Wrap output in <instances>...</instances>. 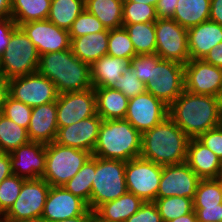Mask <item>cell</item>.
Returning <instances> with one entry per match:
<instances>
[{"label": "cell", "mask_w": 222, "mask_h": 222, "mask_svg": "<svg viewBox=\"0 0 222 222\" xmlns=\"http://www.w3.org/2000/svg\"><path fill=\"white\" fill-rule=\"evenodd\" d=\"M218 204H222L221 177L201 179L195 192L193 207H212Z\"/></svg>", "instance_id": "d590c367"}, {"label": "cell", "mask_w": 222, "mask_h": 222, "mask_svg": "<svg viewBox=\"0 0 222 222\" xmlns=\"http://www.w3.org/2000/svg\"><path fill=\"white\" fill-rule=\"evenodd\" d=\"M123 1H132V2H137V3H144V4L153 5V6L156 7L159 0H123Z\"/></svg>", "instance_id": "6f0895ef"}, {"label": "cell", "mask_w": 222, "mask_h": 222, "mask_svg": "<svg viewBox=\"0 0 222 222\" xmlns=\"http://www.w3.org/2000/svg\"><path fill=\"white\" fill-rule=\"evenodd\" d=\"M184 82L188 92L218 97L222 86V68L203 59H190L184 65Z\"/></svg>", "instance_id": "2e32d148"}, {"label": "cell", "mask_w": 222, "mask_h": 222, "mask_svg": "<svg viewBox=\"0 0 222 222\" xmlns=\"http://www.w3.org/2000/svg\"><path fill=\"white\" fill-rule=\"evenodd\" d=\"M143 203L144 201L135 194L126 192L115 200L103 203L94 212L109 222H125Z\"/></svg>", "instance_id": "4316f807"}, {"label": "cell", "mask_w": 222, "mask_h": 222, "mask_svg": "<svg viewBox=\"0 0 222 222\" xmlns=\"http://www.w3.org/2000/svg\"><path fill=\"white\" fill-rule=\"evenodd\" d=\"M189 139L168 116L142 133L140 157L160 165L186 162Z\"/></svg>", "instance_id": "7a4b0ae2"}, {"label": "cell", "mask_w": 222, "mask_h": 222, "mask_svg": "<svg viewBox=\"0 0 222 222\" xmlns=\"http://www.w3.org/2000/svg\"><path fill=\"white\" fill-rule=\"evenodd\" d=\"M25 180L12 174L2 181L0 184V217L4 216L17 200Z\"/></svg>", "instance_id": "f35d334b"}, {"label": "cell", "mask_w": 222, "mask_h": 222, "mask_svg": "<svg viewBox=\"0 0 222 222\" xmlns=\"http://www.w3.org/2000/svg\"><path fill=\"white\" fill-rule=\"evenodd\" d=\"M56 115V101L33 107L27 128L30 141L44 144L54 142L58 130Z\"/></svg>", "instance_id": "44dd1931"}, {"label": "cell", "mask_w": 222, "mask_h": 222, "mask_svg": "<svg viewBox=\"0 0 222 222\" xmlns=\"http://www.w3.org/2000/svg\"><path fill=\"white\" fill-rule=\"evenodd\" d=\"M11 17V0H0V19Z\"/></svg>", "instance_id": "db71d44e"}, {"label": "cell", "mask_w": 222, "mask_h": 222, "mask_svg": "<svg viewBox=\"0 0 222 222\" xmlns=\"http://www.w3.org/2000/svg\"><path fill=\"white\" fill-rule=\"evenodd\" d=\"M55 222H91V209H88L83 215Z\"/></svg>", "instance_id": "11a10c76"}, {"label": "cell", "mask_w": 222, "mask_h": 222, "mask_svg": "<svg viewBox=\"0 0 222 222\" xmlns=\"http://www.w3.org/2000/svg\"><path fill=\"white\" fill-rule=\"evenodd\" d=\"M91 222H109V221L103 220L94 211L91 210Z\"/></svg>", "instance_id": "91938a15"}, {"label": "cell", "mask_w": 222, "mask_h": 222, "mask_svg": "<svg viewBox=\"0 0 222 222\" xmlns=\"http://www.w3.org/2000/svg\"><path fill=\"white\" fill-rule=\"evenodd\" d=\"M0 222H3V216L0 217Z\"/></svg>", "instance_id": "6125c7cd"}, {"label": "cell", "mask_w": 222, "mask_h": 222, "mask_svg": "<svg viewBox=\"0 0 222 222\" xmlns=\"http://www.w3.org/2000/svg\"><path fill=\"white\" fill-rule=\"evenodd\" d=\"M142 134L126 119L103 120L92 156L129 161L140 157Z\"/></svg>", "instance_id": "277c9868"}, {"label": "cell", "mask_w": 222, "mask_h": 222, "mask_svg": "<svg viewBox=\"0 0 222 222\" xmlns=\"http://www.w3.org/2000/svg\"><path fill=\"white\" fill-rule=\"evenodd\" d=\"M92 156L88 151L67 147L56 142L46 144L45 172L41 178L50 186H63Z\"/></svg>", "instance_id": "8992f818"}, {"label": "cell", "mask_w": 222, "mask_h": 222, "mask_svg": "<svg viewBox=\"0 0 222 222\" xmlns=\"http://www.w3.org/2000/svg\"><path fill=\"white\" fill-rule=\"evenodd\" d=\"M168 110L169 106L162 100L145 91L129 99L124 119L142 134L168 117Z\"/></svg>", "instance_id": "4fadbf2b"}, {"label": "cell", "mask_w": 222, "mask_h": 222, "mask_svg": "<svg viewBox=\"0 0 222 222\" xmlns=\"http://www.w3.org/2000/svg\"><path fill=\"white\" fill-rule=\"evenodd\" d=\"M197 139L222 160V125L204 132Z\"/></svg>", "instance_id": "f6af8a7d"}, {"label": "cell", "mask_w": 222, "mask_h": 222, "mask_svg": "<svg viewBox=\"0 0 222 222\" xmlns=\"http://www.w3.org/2000/svg\"><path fill=\"white\" fill-rule=\"evenodd\" d=\"M168 116L190 139L222 125V107L218 97L186 90L169 106Z\"/></svg>", "instance_id": "6da1fadb"}, {"label": "cell", "mask_w": 222, "mask_h": 222, "mask_svg": "<svg viewBox=\"0 0 222 222\" xmlns=\"http://www.w3.org/2000/svg\"><path fill=\"white\" fill-rule=\"evenodd\" d=\"M203 60L211 65L222 68V41L205 55Z\"/></svg>", "instance_id": "681fc988"}, {"label": "cell", "mask_w": 222, "mask_h": 222, "mask_svg": "<svg viewBox=\"0 0 222 222\" xmlns=\"http://www.w3.org/2000/svg\"><path fill=\"white\" fill-rule=\"evenodd\" d=\"M107 55L127 60L136 56L133 43L124 27L109 30Z\"/></svg>", "instance_id": "8d00e7d4"}, {"label": "cell", "mask_w": 222, "mask_h": 222, "mask_svg": "<svg viewBox=\"0 0 222 222\" xmlns=\"http://www.w3.org/2000/svg\"><path fill=\"white\" fill-rule=\"evenodd\" d=\"M197 222H222V204L212 207H193Z\"/></svg>", "instance_id": "bcb514c9"}, {"label": "cell", "mask_w": 222, "mask_h": 222, "mask_svg": "<svg viewBox=\"0 0 222 222\" xmlns=\"http://www.w3.org/2000/svg\"><path fill=\"white\" fill-rule=\"evenodd\" d=\"M108 39L109 31L83 35L72 39L70 48L76 57L91 66L95 61L107 55Z\"/></svg>", "instance_id": "cb8c5ba5"}, {"label": "cell", "mask_w": 222, "mask_h": 222, "mask_svg": "<svg viewBox=\"0 0 222 222\" xmlns=\"http://www.w3.org/2000/svg\"><path fill=\"white\" fill-rule=\"evenodd\" d=\"M103 119L94 115L57 130L56 143L88 151L92 154L98 140L99 128Z\"/></svg>", "instance_id": "ffe728a7"}, {"label": "cell", "mask_w": 222, "mask_h": 222, "mask_svg": "<svg viewBox=\"0 0 222 222\" xmlns=\"http://www.w3.org/2000/svg\"><path fill=\"white\" fill-rule=\"evenodd\" d=\"M88 209V204L83 199L73 195L63 186H51L41 220L43 222L65 220L83 215Z\"/></svg>", "instance_id": "ac0fdd59"}, {"label": "cell", "mask_w": 222, "mask_h": 222, "mask_svg": "<svg viewBox=\"0 0 222 222\" xmlns=\"http://www.w3.org/2000/svg\"><path fill=\"white\" fill-rule=\"evenodd\" d=\"M156 54L163 60H171L185 65L190 60L187 29L174 19L155 21Z\"/></svg>", "instance_id": "9c48e42d"}, {"label": "cell", "mask_w": 222, "mask_h": 222, "mask_svg": "<svg viewBox=\"0 0 222 222\" xmlns=\"http://www.w3.org/2000/svg\"><path fill=\"white\" fill-rule=\"evenodd\" d=\"M163 165L141 157L126 162L125 181L127 192L135 194L144 202L157 197Z\"/></svg>", "instance_id": "ba28073f"}, {"label": "cell", "mask_w": 222, "mask_h": 222, "mask_svg": "<svg viewBox=\"0 0 222 222\" xmlns=\"http://www.w3.org/2000/svg\"><path fill=\"white\" fill-rule=\"evenodd\" d=\"M128 66L130 60L109 55L101 57L90 66L92 87H112Z\"/></svg>", "instance_id": "d4e9b609"}, {"label": "cell", "mask_w": 222, "mask_h": 222, "mask_svg": "<svg viewBox=\"0 0 222 222\" xmlns=\"http://www.w3.org/2000/svg\"><path fill=\"white\" fill-rule=\"evenodd\" d=\"M31 112L32 107L25 105L10 95L7 96L2 110L3 115L25 129H27L29 126Z\"/></svg>", "instance_id": "60d3db41"}, {"label": "cell", "mask_w": 222, "mask_h": 222, "mask_svg": "<svg viewBox=\"0 0 222 222\" xmlns=\"http://www.w3.org/2000/svg\"><path fill=\"white\" fill-rule=\"evenodd\" d=\"M50 187L43 178L25 180L17 200L4 217L14 220L41 219Z\"/></svg>", "instance_id": "7c38bea8"}, {"label": "cell", "mask_w": 222, "mask_h": 222, "mask_svg": "<svg viewBox=\"0 0 222 222\" xmlns=\"http://www.w3.org/2000/svg\"><path fill=\"white\" fill-rule=\"evenodd\" d=\"M186 163L201 179L222 176V160L197 138L189 139Z\"/></svg>", "instance_id": "7402d4cb"}, {"label": "cell", "mask_w": 222, "mask_h": 222, "mask_svg": "<svg viewBox=\"0 0 222 222\" xmlns=\"http://www.w3.org/2000/svg\"><path fill=\"white\" fill-rule=\"evenodd\" d=\"M85 9L83 0H51L48 20L69 31L74 20Z\"/></svg>", "instance_id": "1f68e13d"}, {"label": "cell", "mask_w": 222, "mask_h": 222, "mask_svg": "<svg viewBox=\"0 0 222 222\" xmlns=\"http://www.w3.org/2000/svg\"><path fill=\"white\" fill-rule=\"evenodd\" d=\"M100 31H109V29H106L105 26L97 19V17L84 9L74 20L69 30L70 41L74 38Z\"/></svg>", "instance_id": "ab89813d"}, {"label": "cell", "mask_w": 222, "mask_h": 222, "mask_svg": "<svg viewBox=\"0 0 222 222\" xmlns=\"http://www.w3.org/2000/svg\"><path fill=\"white\" fill-rule=\"evenodd\" d=\"M169 222H197L196 213L193 210L191 213L177 217L176 219L171 220Z\"/></svg>", "instance_id": "9f6ffc18"}, {"label": "cell", "mask_w": 222, "mask_h": 222, "mask_svg": "<svg viewBox=\"0 0 222 222\" xmlns=\"http://www.w3.org/2000/svg\"><path fill=\"white\" fill-rule=\"evenodd\" d=\"M95 174V156H91L81 169L63 187L83 199L90 209L92 181Z\"/></svg>", "instance_id": "836d02e7"}, {"label": "cell", "mask_w": 222, "mask_h": 222, "mask_svg": "<svg viewBox=\"0 0 222 222\" xmlns=\"http://www.w3.org/2000/svg\"><path fill=\"white\" fill-rule=\"evenodd\" d=\"M30 142L27 129L0 113V152L11 153Z\"/></svg>", "instance_id": "d6a6232c"}, {"label": "cell", "mask_w": 222, "mask_h": 222, "mask_svg": "<svg viewBox=\"0 0 222 222\" xmlns=\"http://www.w3.org/2000/svg\"><path fill=\"white\" fill-rule=\"evenodd\" d=\"M146 91L170 106L185 90L184 65L161 59L153 66L152 82Z\"/></svg>", "instance_id": "30bf717a"}, {"label": "cell", "mask_w": 222, "mask_h": 222, "mask_svg": "<svg viewBox=\"0 0 222 222\" xmlns=\"http://www.w3.org/2000/svg\"><path fill=\"white\" fill-rule=\"evenodd\" d=\"M9 95L33 108L57 101L59 94L52 81L35 72L9 79Z\"/></svg>", "instance_id": "8fae6325"}, {"label": "cell", "mask_w": 222, "mask_h": 222, "mask_svg": "<svg viewBox=\"0 0 222 222\" xmlns=\"http://www.w3.org/2000/svg\"><path fill=\"white\" fill-rule=\"evenodd\" d=\"M19 27L36 46L39 55L70 49L69 31L48 19L26 22Z\"/></svg>", "instance_id": "e0dca14e"}, {"label": "cell", "mask_w": 222, "mask_h": 222, "mask_svg": "<svg viewBox=\"0 0 222 222\" xmlns=\"http://www.w3.org/2000/svg\"><path fill=\"white\" fill-rule=\"evenodd\" d=\"M37 72L55 84L58 94L93 88L90 65L76 57L71 48L40 55Z\"/></svg>", "instance_id": "3957f363"}, {"label": "cell", "mask_w": 222, "mask_h": 222, "mask_svg": "<svg viewBox=\"0 0 222 222\" xmlns=\"http://www.w3.org/2000/svg\"><path fill=\"white\" fill-rule=\"evenodd\" d=\"M209 20L222 26V0H211Z\"/></svg>", "instance_id": "816d5d0a"}, {"label": "cell", "mask_w": 222, "mask_h": 222, "mask_svg": "<svg viewBox=\"0 0 222 222\" xmlns=\"http://www.w3.org/2000/svg\"><path fill=\"white\" fill-rule=\"evenodd\" d=\"M178 0H159L156 5L157 19L173 18Z\"/></svg>", "instance_id": "c3c4849f"}, {"label": "cell", "mask_w": 222, "mask_h": 222, "mask_svg": "<svg viewBox=\"0 0 222 222\" xmlns=\"http://www.w3.org/2000/svg\"><path fill=\"white\" fill-rule=\"evenodd\" d=\"M133 43L136 55L156 53L155 22L123 24Z\"/></svg>", "instance_id": "4dcf8cb0"}, {"label": "cell", "mask_w": 222, "mask_h": 222, "mask_svg": "<svg viewBox=\"0 0 222 222\" xmlns=\"http://www.w3.org/2000/svg\"><path fill=\"white\" fill-rule=\"evenodd\" d=\"M121 91L128 99L140 95L146 91V85L139 80L138 76L132 72V67L128 66L111 87Z\"/></svg>", "instance_id": "b9f144b4"}, {"label": "cell", "mask_w": 222, "mask_h": 222, "mask_svg": "<svg viewBox=\"0 0 222 222\" xmlns=\"http://www.w3.org/2000/svg\"><path fill=\"white\" fill-rule=\"evenodd\" d=\"M211 0H178L173 18L189 29L209 20Z\"/></svg>", "instance_id": "83f0119b"}, {"label": "cell", "mask_w": 222, "mask_h": 222, "mask_svg": "<svg viewBox=\"0 0 222 222\" xmlns=\"http://www.w3.org/2000/svg\"><path fill=\"white\" fill-rule=\"evenodd\" d=\"M39 58L36 46L24 31L17 27L0 56L1 73L7 79L35 73L38 70Z\"/></svg>", "instance_id": "52a82bcc"}, {"label": "cell", "mask_w": 222, "mask_h": 222, "mask_svg": "<svg viewBox=\"0 0 222 222\" xmlns=\"http://www.w3.org/2000/svg\"><path fill=\"white\" fill-rule=\"evenodd\" d=\"M200 180L186 162L163 165L156 198L179 196L194 199Z\"/></svg>", "instance_id": "9a60e30c"}, {"label": "cell", "mask_w": 222, "mask_h": 222, "mask_svg": "<svg viewBox=\"0 0 222 222\" xmlns=\"http://www.w3.org/2000/svg\"><path fill=\"white\" fill-rule=\"evenodd\" d=\"M51 0H11V18L19 27L30 21L46 20Z\"/></svg>", "instance_id": "f546056e"}, {"label": "cell", "mask_w": 222, "mask_h": 222, "mask_svg": "<svg viewBox=\"0 0 222 222\" xmlns=\"http://www.w3.org/2000/svg\"><path fill=\"white\" fill-rule=\"evenodd\" d=\"M125 167V161L95 157V174L90 195L92 211L127 192Z\"/></svg>", "instance_id": "5b68a950"}, {"label": "cell", "mask_w": 222, "mask_h": 222, "mask_svg": "<svg viewBox=\"0 0 222 222\" xmlns=\"http://www.w3.org/2000/svg\"><path fill=\"white\" fill-rule=\"evenodd\" d=\"M190 59H203L222 41V26L207 20L187 29Z\"/></svg>", "instance_id": "603a6c76"}, {"label": "cell", "mask_w": 222, "mask_h": 222, "mask_svg": "<svg viewBox=\"0 0 222 222\" xmlns=\"http://www.w3.org/2000/svg\"><path fill=\"white\" fill-rule=\"evenodd\" d=\"M12 173L24 179L41 178L45 172L46 144L30 141L10 153Z\"/></svg>", "instance_id": "d6986e66"}, {"label": "cell", "mask_w": 222, "mask_h": 222, "mask_svg": "<svg viewBox=\"0 0 222 222\" xmlns=\"http://www.w3.org/2000/svg\"><path fill=\"white\" fill-rule=\"evenodd\" d=\"M12 174L10 153L0 152V184Z\"/></svg>", "instance_id": "f907efd6"}, {"label": "cell", "mask_w": 222, "mask_h": 222, "mask_svg": "<svg viewBox=\"0 0 222 222\" xmlns=\"http://www.w3.org/2000/svg\"><path fill=\"white\" fill-rule=\"evenodd\" d=\"M96 95L97 114L103 120L124 119L129 99L111 87L94 88Z\"/></svg>", "instance_id": "484cf974"}, {"label": "cell", "mask_w": 222, "mask_h": 222, "mask_svg": "<svg viewBox=\"0 0 222 222\" xmlns=\"http://www.w3.org/2000/svg\"><path fill=\"white\" fill-rule=\"evenodd\" d=\"M17 27V24L11 17L0 19V56L4 53L12 33Z\"/></svg>", "instance_id": "7dc6e473"}, {"label": "cell", "mask_w": 222, "mask_h": 222, "mask_svg": "<svg viewBox=\"0 0 222 222\" xmlns=\"http://www.w3.org/2000/svg\"><path fill=\"white\" fill-rule=\"evenodd\" d=\"M161 58L155 54L136 55L130 60L132 72L136 74L140 81L144 84L152 82L153 66H155Z\"/></svg>", "instance_id": "7bdbcfd3"}, {"label": "cell", "mask_w": 222, "mask_h": 222, "mask_svg": "<svg viewBox=\"0 0 222 222\" xmlns=\"http://www.w3.org/2000/svg\"><path fill=\"white\" fill-rule=\"evenodd\" d=\"M85 9L97 17L106 29L123 27V0H88Z\"/></svg>", "instance_id": "f1b7e54d"}, {"label": "cell", "mask_w": 222, "mask_h": 222, "mask_svg": "<svg viewBox=\"0 0 222 222\" xmlns=\"http://www.w3.org/2000/svg\"><path fill=\"white\" fill-rule=\"evenodd\" d=\"M56 108L58 129L96 115L94 88L59 94Z\"/></svg>", "instance_id": "5bb4252c"}, {"label": "cell", "mask_w": 222, "mask_h": 222, "mask_svg": "<svg viewBox=\"0 0 222 222\" xmlns=\"http://www.w3.org/2000/svg\"><path fill=\"white\" fill-rule=\"evenodd\" d=\"M157 20L156 7L149 4L123 1V24L147 23Z\"/></svg>", "instance_id": "74e56055"}, {"label": "cell", "mask_w": 222, "mask_h": 222, "mask_svg": "<svg viewBox=\"0 0 222 222\" xmlns=\"http://www.w3.org/2000/svg\"><path fill=\"white\" fill-rule=\"evenodd\" d=\"M3 222H43L41 219L36 220H14V219H8L3 216Z\"/></svg>", "instance_id": "680465c9"}, {"label": "cell", "mask_w": 222, "mask_h": 222, "mask_svg": "<svg viewBox=\"0 0 222 222\" xmlns=\"http://www.w3.org/2000/svg\"><path fill=\"white\" fill-rule=\"evenodd\" d=\"M125 222H162V219L154 201H146Z\"/></svg>", "instance_id": "ee69618b"}, {"label": "cell", "mask_w": 222, "mask_h": 222, "mask_svg": "<svg viewBox=\"0 0 222 222\" xmlns=\"http://www.w3.org/2000/svg\"><path fill=\"white\" fill-rule=\"evenodd\" d=\"M218 99L220 100V104H221V107H222V86H221L220 92L218 94Z\"/></svg>", "instance_id": "94428289"}, {"label": "cell", "mask_w": 222, "mask_h": 222, "mask_svg": "<svg viewBox=\"0 0 222 222\" xmlns=\"http://www.w3.org/2000/svg\"><path fill=\"white\" fill-rule=\"evenodd\" d=\"M154 203L157 206L162 222H169L194 210L193 199L188 197L156 198Z\"/></svg>", "instance_id": "e575fe53"}, {"label": "cell", "mask_w": 222, "mask_h": 222, "mask_svg": "<svg viewBox=\"0 0 222 222\" xmlns=\"http://www.w3.org/2000/svg\"><path fill=\"white\" fill-rule=\"evenodd\" d=\"M9 95V79L5 76H0V113H2L3 105Z\"/></svg>", "instance_id": "f5cc1de1"}]
</instances>
